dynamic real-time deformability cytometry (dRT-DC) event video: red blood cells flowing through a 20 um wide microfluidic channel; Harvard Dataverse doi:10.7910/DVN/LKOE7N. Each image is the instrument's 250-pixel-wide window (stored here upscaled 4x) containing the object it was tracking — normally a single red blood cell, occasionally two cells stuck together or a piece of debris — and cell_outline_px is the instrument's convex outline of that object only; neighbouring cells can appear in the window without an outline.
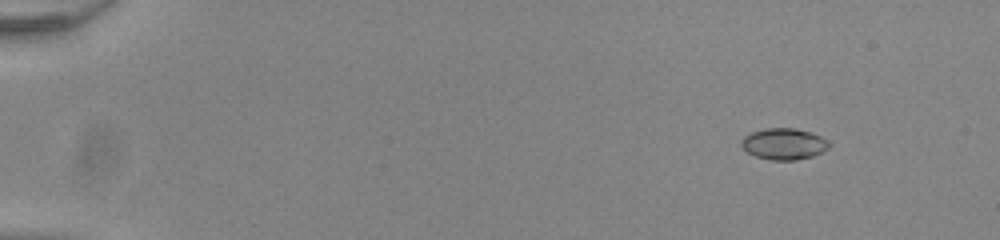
{"species": "common noctule bat (a hibernating species)", "species_latin": "Nyctalus noctula", "temperature_condition": "room temperature", "stored_images_in_passage": 50, "camera_frame_rate_fps": 3000, "um_per_image_px": 0.085, "animal": {"sex": "male", "body_mass_g": 20.0, "forearm_length_mm": 53.3}, "frame": {"image": 1, "passage_image": 2, "time_ms": 0.333, "image_size_px": [1000, 240], "cell_outline_px": [[832, 144], [828, 148], [812, 156], [796, 160], [772, 160], [756, 156], [748, 152], [740, 144], [740, 140], [744, 136], [752, 132], [764, 128], [796, 128], [812, 132], [828, 140]], "centroid_in_image_um": [66.64, 12.22], "position_along_channel_um": 18.4, "area_um2": 16.07}}
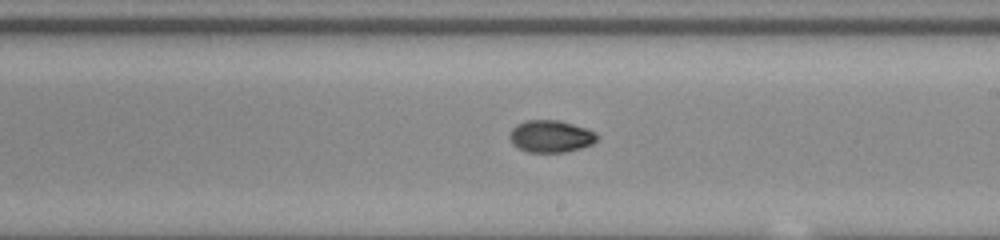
{"frame": {"image": 2, "passage_image": 29, "time_ms": 9.333, "image_size_px": [1000, 240], "cell_outline_px": [[600, 136], [592, 144], [580, 148], [564, 152], [528, 152], [516, 148], [512, 144], [508, 136], [512, 128], [516, 124], [524, 120], [560, 120], [596, 132]], "centroid_in_image_um": [46.77, 11.58], "position_along_channel_um": 242.2, "area_um2": 16.53}}
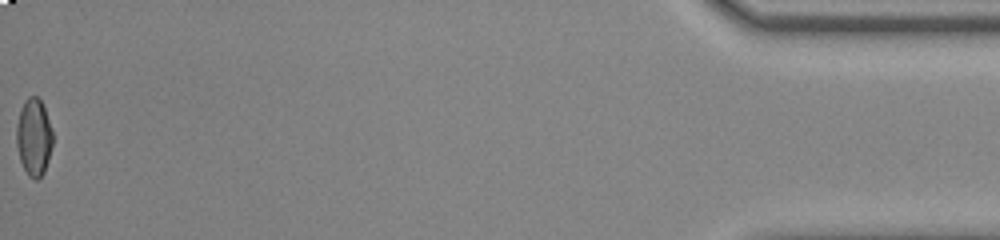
{"frame": {"image": 3, "passage_image": 50, "time_ms": 16.333, "image_size_px": [1000, 240], "cell_outline_px": [[52, 144], [48, 160], [44, 172], [36, 180], [28, 176], [20, 160], [16, 144], [16, 128], [20, 108], [24, 100], [28, 96], [36, 96], [40, 100], [44, 108], [52, 132]], "centroid_in_image_um": [2.85, 11.65], "position_along_channel_um": 432.3, "area_um2": 16.18}, "authors_computed_cell_mechanics": {"area_um2": 16.0684, "velocity_mm_per_s": 3.9524, "shape_relaxation_time_tau1_ms": 6.6347, "shape_relaxation_time_tau2_ms": 1.8703, "deformation_change_tau1": 0.1639, "deformation_change_tau2": 0.0488}}